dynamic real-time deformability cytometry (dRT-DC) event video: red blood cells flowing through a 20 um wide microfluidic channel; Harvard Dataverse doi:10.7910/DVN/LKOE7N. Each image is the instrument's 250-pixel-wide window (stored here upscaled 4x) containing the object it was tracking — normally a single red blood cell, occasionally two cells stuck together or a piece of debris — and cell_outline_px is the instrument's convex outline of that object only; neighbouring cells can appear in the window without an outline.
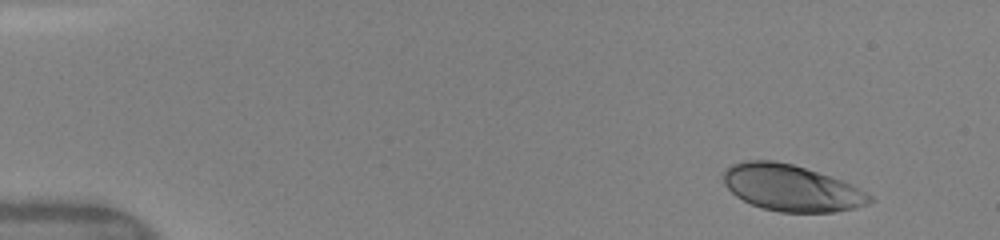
{"species": "human", "species_latin": "Homo sapiens", "temperature_condition": "warm", "stored_images_in_passage": 19, "camera_frame_rate_fps": 3000, "um_per_image_px": 0.085, "donor": {"sex": "female"}, "frame": {"image": 1, "passage_image": 1, "time_ms": 0.0, "image_size_px": [1000, 240], "cell_outline_px": [[872, 200], [868, 204], [856, 208], [836, 212], [780, 212], [764, 208], [752, 204], [736, 196], [724, 184], [724, 172], [732, 164], [744, 160], [776, 160], [792, 164], [852, 184], [872, 196]], "centroid_in_image_um": [67.27, 15.98], "position_along_channel_um": 17.7, "area_um2": 39.19}}
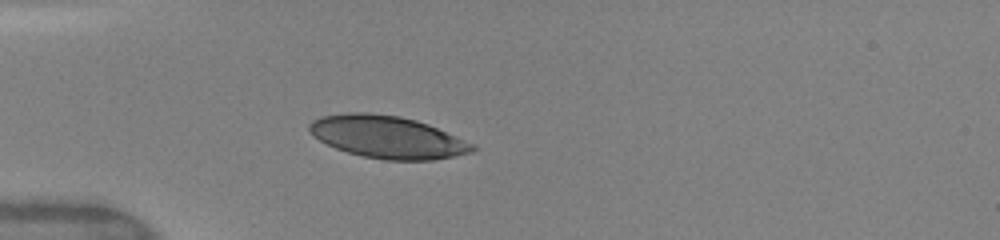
{"frame": {"image": 2, "passage_image": 12, "time_ms": 3.333, "image_size_px": [1000, 240], "cell_outline_px": [[476, 148], [472, 152], [432, 160], [384, 160], [364, 156], [348, 152], [336, 148], [312, 136], [308, 132], [308, 124], [312, 120], [320, 116], [348, 112], [368, 112], [400, 116], [416, 120], [428, 124], [476, 144]], "centroid_in_image_um": [32.91, 11.63], "position_along_channel_um": 52.1, "area_um2": 40.4}}